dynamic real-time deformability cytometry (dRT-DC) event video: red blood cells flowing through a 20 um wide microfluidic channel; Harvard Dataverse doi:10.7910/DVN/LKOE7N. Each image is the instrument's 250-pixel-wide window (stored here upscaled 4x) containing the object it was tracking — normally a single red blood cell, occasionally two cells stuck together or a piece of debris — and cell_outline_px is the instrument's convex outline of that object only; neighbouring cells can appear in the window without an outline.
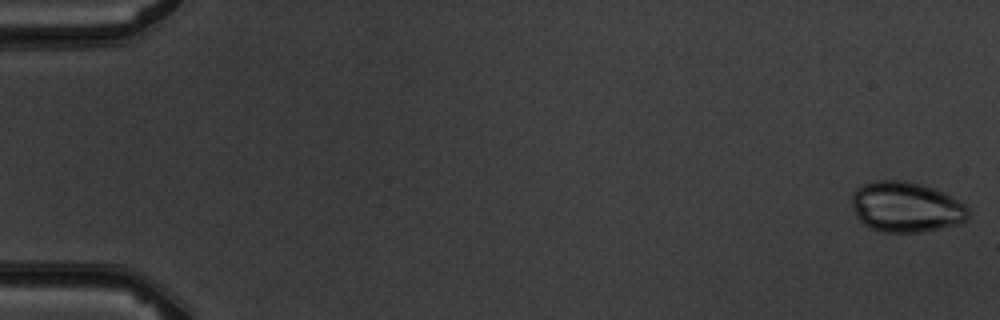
{"species": "common noctule bat (a hibernating species)", "species_latin": "Nyctalus noctula", "temperature_condition": "warm", "stored_images_in_passage": 5, "camera_frame_rate_fps": 3000, "um_per_image_px": 0.085, "animal": {"sex": "male", "body_mass_g": 19.5, "forearm_length_mm": 54.6}, "frame": {"image": 1, "passage_image": 1, "time_ms": 0.0, "image_size_px": [1000, 320], "cell_outline_px": [[968, 220], [960, 224], [924, 232], [884, 232], [868, 228], [856, 216], [852, 204], [852, 196], [856, 188], [864, 184], [880, 180], [904, 180], [936, 188], [944, 192], [964, 204], [968, 208]], "centroid_in_image_um": [77.03, 17.6], "position_along_channel_um": 8.0, "area_um2": 34.45}}